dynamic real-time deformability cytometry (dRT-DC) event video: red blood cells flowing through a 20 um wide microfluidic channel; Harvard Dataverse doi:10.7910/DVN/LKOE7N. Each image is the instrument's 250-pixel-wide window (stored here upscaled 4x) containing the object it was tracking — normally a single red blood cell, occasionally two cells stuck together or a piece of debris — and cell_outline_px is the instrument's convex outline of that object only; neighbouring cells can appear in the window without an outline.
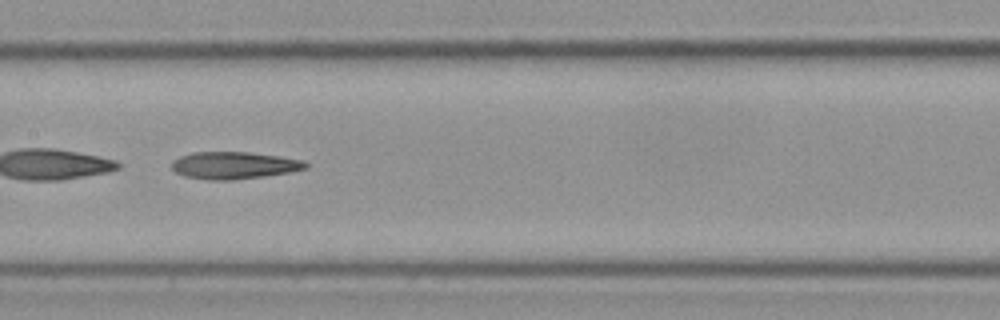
{"species": "Egyptian fruit bat (a non-hibernating species)", "species_latin": "Rousettus aegyptiacus", "temperature_condition": "cold", "stored_images_in_passage": 48, "camera_frame_rate_fps": 3000, "um_per_image_px": 0.085, "frame": {"image": 1, "passage_image": 21, "time_ms": 6.667, "image_size_px": [1000, 320], "cell_outline_px": [[308, 168], [288, 172], [264, 176], [232, 180], [208, 180], [184, 176], [176, 172], [172, 168], [172, 160], [180, 156], [192, 152], [248, 152], [280, 156], [304, 160], [308, 164]], "centroid_in_image_um": [19.88, 14.05], "position_along_channel_um": 187.5, "area_um2": 21.27}}
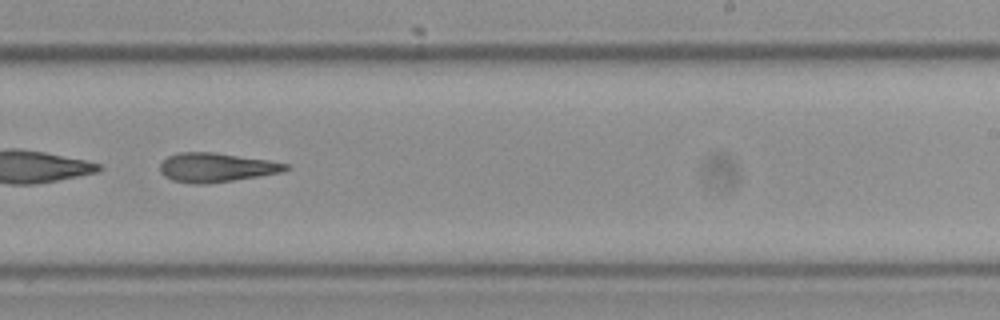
{"frame": {"image": 2, "passage_image": 28, "time_ms": 9.0, "image_size_px": [1000, 320], "cell_outline_px": [[288, 168], [284, 172], [260, 176], [208, 184], [192, 184], [172, 180], [164, 176], [160, 172], [160, 164], [168, 156], [180, 152], [212, 152], [268, 160], [288, 164]], "centroid_in_image_um": [18.36, 14.24], "position_along_channel_um": 270.6, "area_um2": 21.33}}
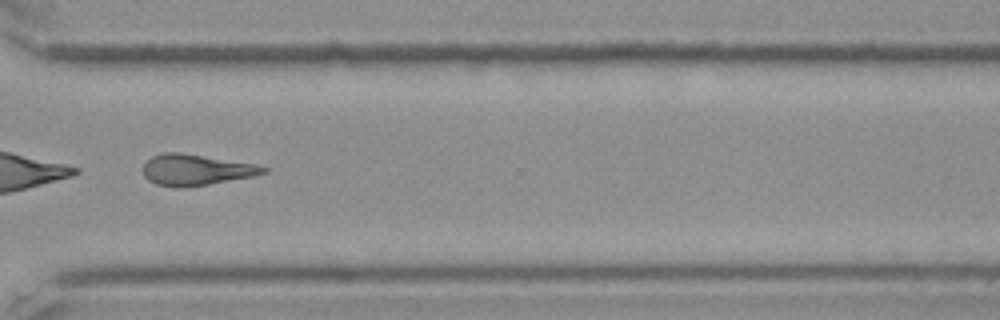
{"frame": {"image": 3, "passage_image": 35, "time_ms": 11.333, "image_size_px": [1000, 320], "cell_outline_px": [[268, 172], [252, 176], [208, 184], [180, 188], [176, 188], [156, 184], [148, 180], [144, 176], [144, 164], [152, 156], [164, 152], [180, 152], [252, 164], [268, 168]], "centroid_in_image_um": [16.61, 14.44], "position_along_channel_um": 354.0, "area_um2": 21.39}, "authors_computed_cell_mechanics": {"area_um2": 22.253, "velocity_mm_per_s": 3.5711, "shape_relaxation_time_tau1_ms": null, "shape_relaxation_time_tau2_ms": 4.7075, "deformation_change_tau1": null, "deformation_change_tau2": 0.1793}}